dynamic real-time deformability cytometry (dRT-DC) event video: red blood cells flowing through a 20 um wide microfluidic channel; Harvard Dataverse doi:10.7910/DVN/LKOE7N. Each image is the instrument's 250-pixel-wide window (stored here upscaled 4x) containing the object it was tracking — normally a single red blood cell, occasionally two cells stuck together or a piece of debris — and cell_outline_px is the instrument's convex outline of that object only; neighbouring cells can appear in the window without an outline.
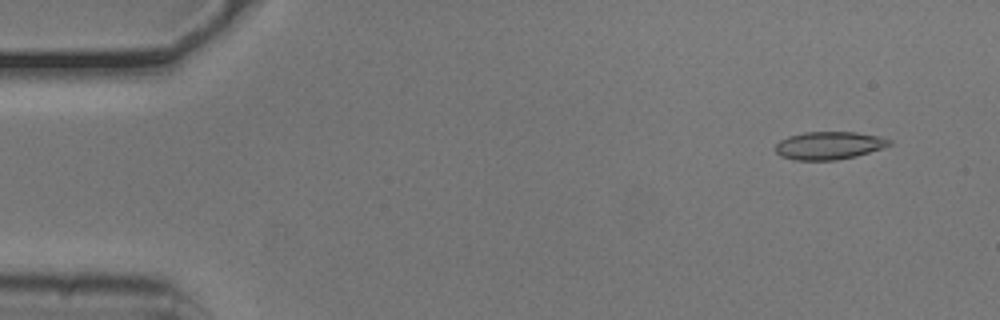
{"species": "common noctule bat (a hibernating species)", "species_latin": "Nyctalus noctula", "temperature_condition": "cold", "stored_images_in_passage": 53, "camera_frame_rate_fps": 3000, "um_per_image_px": 0.085, "animal": {"sex": "male", "body_mass_g": 20.5, "forearm_length_mm": 52.5}, "frame": {"image": 1, "passage_image": 4, "time_ms": 1.0, "image_size_px": [1000, 320], "cell_outline_px": [[892, 144], [856, 156], [836, 160], [796, 160], [780, 156], [776, 152], [776, 144], [780, 140], [788, 136], [804, 132], [856, 132], [876, 136], [892, 140]], "centroid_in_image_um": [70.43, 12.36], "position_along_channel_um": 14.6, "area_um2": 18.32}}
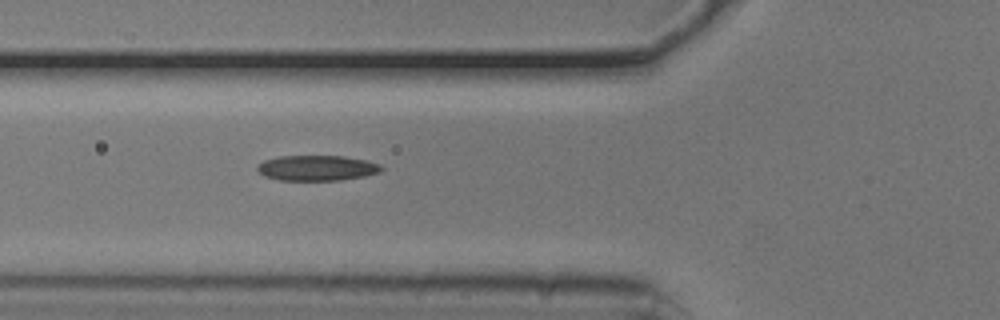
{"frame": {"image": 2, "passage_image": 19, "time_ms": 6.0, "image_size_px": [1000, 320], "cell_outline_px": [[384, 168], [380, 172], [364, 176], [340, 180], [280, 180], [264, 176], [256, 168], [264, 160], [280, 156], [344, 156], [368, 160], [380, 164]], "centroid_in_image_um": [26.98, 14.27], "position_along_channel_um": 98.8, "area_um2": 18.32}}
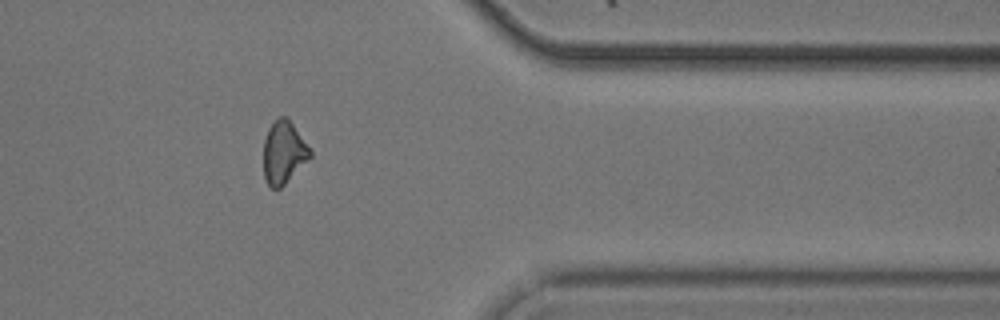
{"frame": {"image": 3, "passage_image": 43, "time_ms": 14.0, "image_size_px": [1000, 320], "cell_outline_px": [[312, 156], [280, 188], [272, 188], [268, 184], [264, 176], [264, 140], [268, 128], [280, 116], [288, 116], [312, 152]], "centroid_in_image_um": [24.11, 12.93], "position_along_channel_um": 387.3, "area_um2": 16.82}, "authors_computed_cell_mechanics": {"area_um2": 18.0914, "velocity_mm_per_s": 3.7918, "shape_relaxation_time_tau1_ms": 3.4255, "shape_relaxation_time_tau2_ms": 5.228, "deformation_change_tau1": 0.1012, "deformation_change_tau2": 0.1382}}